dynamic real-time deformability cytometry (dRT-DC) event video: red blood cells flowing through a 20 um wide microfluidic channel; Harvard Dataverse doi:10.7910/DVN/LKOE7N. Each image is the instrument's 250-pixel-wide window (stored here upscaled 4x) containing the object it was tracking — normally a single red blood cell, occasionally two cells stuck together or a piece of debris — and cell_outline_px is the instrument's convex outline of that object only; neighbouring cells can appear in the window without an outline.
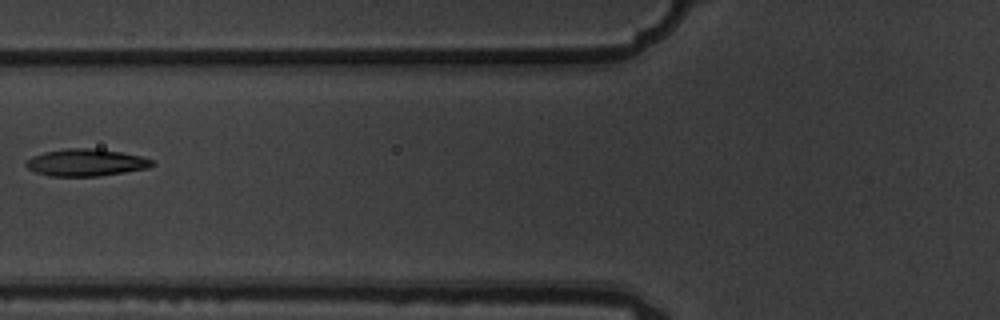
{"species": "common noctule bat (a hibernating species)", "species_latin": "Nyctalus noctula", "temperature_condition": "warm", "stored_images_in_passage": 6, "camera_frame_rate_fps": 3000, "um_per_image_px": 0.085, "animal": {"sex": "male", "body_mass_g": 19.5, "forearm_length_mm": 54.6}, "frame": {"image": 1, "passage_image": 6, "time_ms": 1.667, "image_size_px": [1000, 320], "cell_outline_px": [[156, 164], [148, 168], [100, 176], [52, 176], [36, 172], [28, 168], [24, 164], [32, 156], [44, 152], [64, 148], [92, 148], [120, 152], [140, 156], [152, 160]], "centroid_in_image_um": [7.3, 13.81], "position_along_channel_um": 118.5, "area_um2": 19.83}}